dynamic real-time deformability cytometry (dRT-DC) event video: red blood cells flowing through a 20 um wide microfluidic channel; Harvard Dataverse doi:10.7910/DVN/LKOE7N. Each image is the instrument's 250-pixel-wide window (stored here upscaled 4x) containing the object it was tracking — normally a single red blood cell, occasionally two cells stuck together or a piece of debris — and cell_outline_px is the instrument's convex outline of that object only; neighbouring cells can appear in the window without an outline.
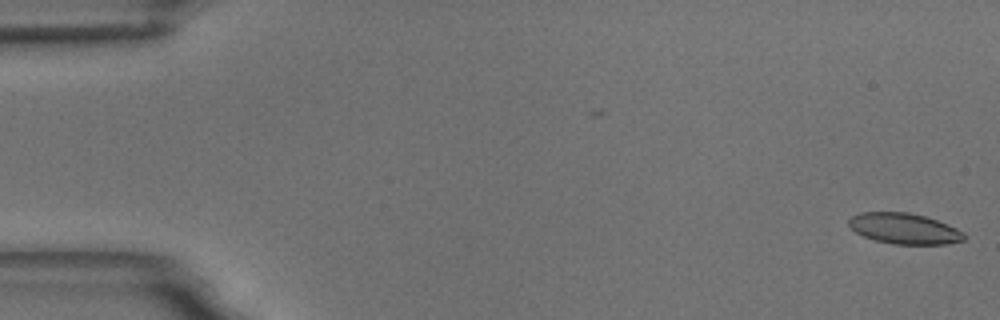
{"species": "common noctule bat (a hibernating species)", "species_latin": "Nyctalus noctula", "temperature_condition": "room temperature", "stored_images_in_passage": 57, "camera_frame_rate_fps": 3000, "um_per_image_px": 0.085, "animal": {"sex": "male", "body_mass_g": 18.8}, "frame": {"image": 1, "passage_image": 1, "time_ms": 0.0, "image_size_px": [1000, 320], "cell_outline_px": [[968, 236], [964, 240], [944, 244], [892, 244], [876, 240], [864, 236], [856, 232], [848, 224], [848, 220], [852, 216], [860, 212], [908, 212], [924, 216], [936, 220], [956, 228], [964, 232]], "centroid_in_image_um": [76.87, 19.43], "position_along_channel_um": 8.1, "area_um2": 20.58}}
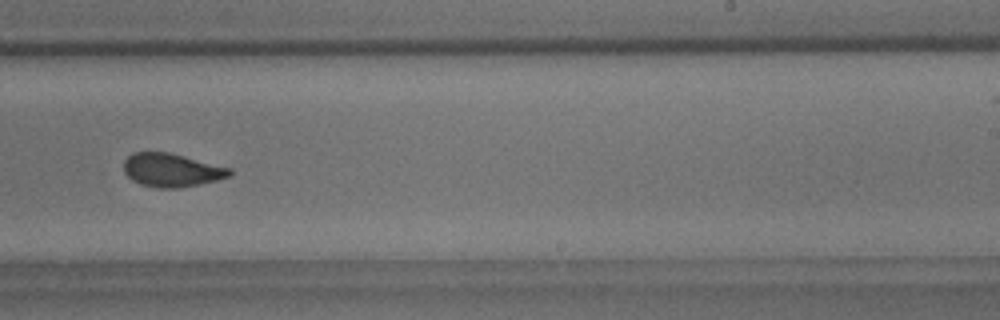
{"frame": {"image": 2, "passage_image": 35, "time_ms": 11.333, "image_size_px": [1000, 320], "cell_outline_px": [[232, 172], [228, 176], [216, 180], [200, 184], [176, 188], [160, 188], [140, 184], [132, 180], [124, 172], [124, 160], [132, 152], [168, 152], [232, 168]], "centroid_in_image_um": [14.57, 14.45], "position_along_channel_um": 274.4, "area_um2": 20.52}}
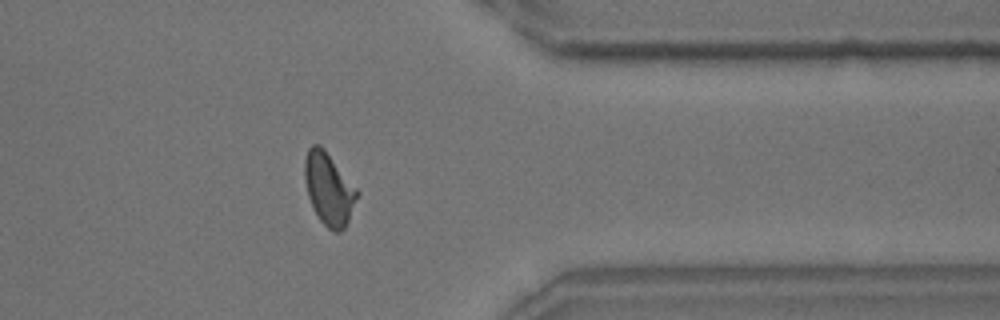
{"frame": {"image": 3, "passage_image": 45, "time_ms": 14.667, "image_size_px": [1000, 320], "cell_outline_px": [[360, 192], [348, 220], [344, 228], [340, 232], [332, 232], [320, 220], [312, 208], [308, 196], [304, 180], [304, 160], [308, 148], [312, 144], [320, 144], [324, 148]], "centroid_in_image_um": [27.93, 16.04], "position_along_channel_um": 383.5, "area_um2": 22.2}, "authors_computed_cell_mechanics": {"area_um2": 21.3282, "velocity_mm_per_s": 3.6126, "shape_relaxation_time_tau1_ms": 8.687, "shape_relaxation_time_tau2_ms": 1.3797, "deformation_change_tau1": 0.1866, "deformation_change_tau2": 0.0784}}